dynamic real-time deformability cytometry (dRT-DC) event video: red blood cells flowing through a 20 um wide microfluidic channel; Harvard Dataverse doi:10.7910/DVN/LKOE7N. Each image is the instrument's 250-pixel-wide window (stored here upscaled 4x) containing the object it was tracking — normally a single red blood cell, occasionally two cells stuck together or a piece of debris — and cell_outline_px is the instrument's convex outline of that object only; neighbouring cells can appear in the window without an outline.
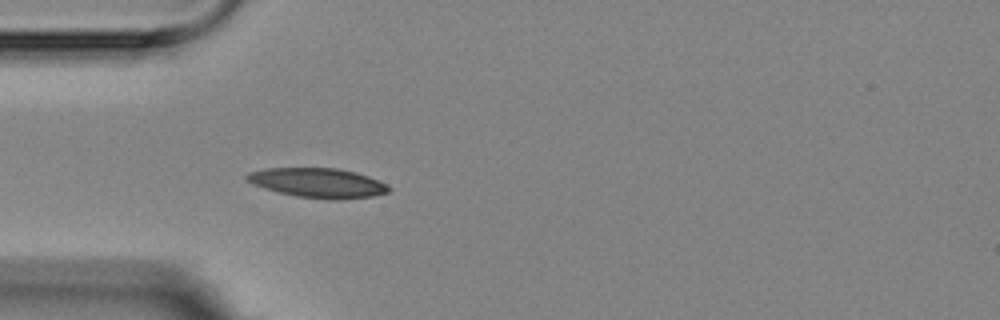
{"species": "Egyptian fruit bat (a non-hibernating species)", "species_latin": "Rousettus aegyptiacus", "temperature_condition": "room temperature", "stored_images_in_passage": 4, "camera_frame_rate_fps": 3000, "um_per_image_px": 0.085, "animal": {"sex": "female"}, "frame": {"image": 1, "passage_image": 4, "time_ms": 3.333, "image_size_px": [1000, 320], "cell_outline_px": [[392, 188], [388, 192], [372, 196], [336, 200], [296, 196], [264, 188], [252, 184], [244, 180], [244, 176], [248, 172], [264, 168], [340, 168], [356, 172], [368, 176], [388, 184]], "centroid_in_image_um": [27.01, 15.53], "position_along_channel_um": 58.0, "area_um2": 24.62}}